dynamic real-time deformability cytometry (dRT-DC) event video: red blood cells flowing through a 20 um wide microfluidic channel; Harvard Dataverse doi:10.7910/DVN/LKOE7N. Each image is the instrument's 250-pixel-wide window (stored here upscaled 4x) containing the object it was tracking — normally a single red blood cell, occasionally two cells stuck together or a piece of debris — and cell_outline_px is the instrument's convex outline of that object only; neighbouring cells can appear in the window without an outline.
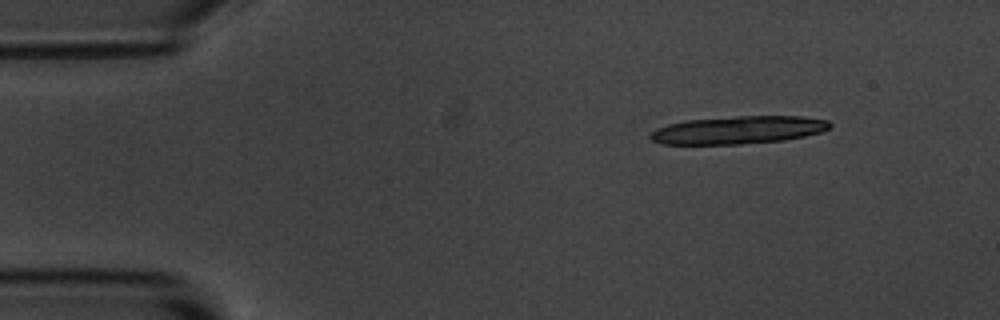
{"species": "common noctule bat (a hibernating species)", "species_latin": "Nyctalus noctula", "temperature_condition": "room temperature", "stored_images_in_passage": 4, "camera_frame_rate_fps": 3000, "um_per_image_px": 0.085, "animal": {"sex": "male", "body_mass_g": 20.1, "forearm_length_mm": 53.5}, "frame": {"image": 1, "passage_image": 1, "time_ms": 0.0, "image_size_px": [1000, 320], "cell_outline_px": [[832, 124], [828, 128], [820, 132], [804, 136], [784, 140], [740, 144], [660, 144], [652, 140], [648, 136], [656, 128], [668, 124], [684, 120], [736, 116], [800, 116], [828, 120]], "centroid_in_image_um": [62.71, 11.04], "position_along_channel_um": 22.3, "area_um2": 29.13}}